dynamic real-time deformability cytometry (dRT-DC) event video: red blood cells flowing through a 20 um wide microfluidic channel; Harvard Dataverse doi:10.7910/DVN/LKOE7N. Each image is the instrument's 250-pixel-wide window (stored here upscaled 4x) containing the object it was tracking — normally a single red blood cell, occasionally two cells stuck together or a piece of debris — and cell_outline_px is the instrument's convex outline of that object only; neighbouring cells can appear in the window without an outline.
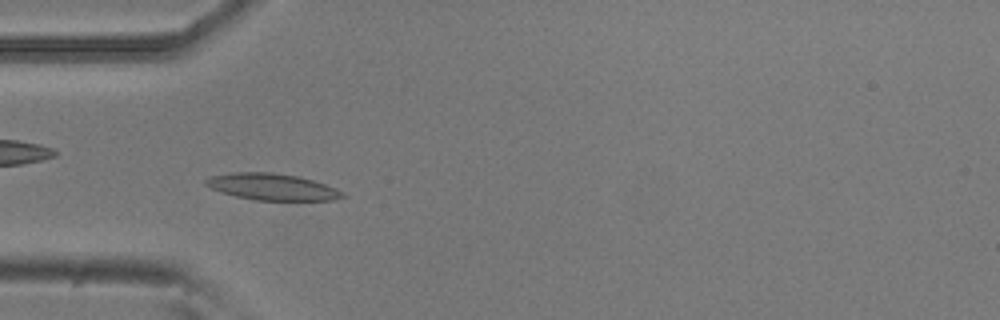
{"species": "common noctule bat (a hibernating species)", "species_latin": "Nyctalus noctula", "temperature_condition": "room temperature", "stored_images_in_passage": 47, "camera_frame_rate_fps": 3000, "um_per_image_px": 0.085, "animal": {"sex": "male", "body_mass_g": 20.5, "forearm_length_mm": 52.5}, "frame": {"image": 1, "passage_image": 15, "time_ms": 4.667, "image_size_px": [1000, 320], "cell_outline_px": [[348, 196], [332, 200], [256, 200], [236, 196], [220, 192], [204, 184], [204, 180], [208, 176], [232, 172], [272, 172], [296, 176], [312, 180], [336, 188], [344, 192]], "centroid_in_image_um": [23.11, 15.88], "position_along_channel_um": 61.9, "area_um2": 21.21}}
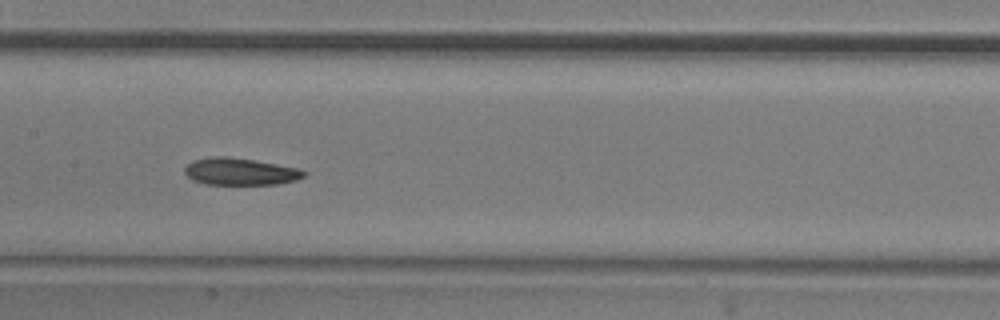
{"frame": {"image": 2, "passage_image": 25, "time_ms": 8.0, "image_size_px": [1000, 320], "cell_outline_px": [[308, 172], [304, 176], [296, 180], [276, 184], [204, 184], [192, 180], [184, 172], [184, 168], [192, 160], [216, 156], [224, 156], [252, 160], [276, 164], [296, 168]], "centroid_in_image_um": [20.38, 14.59], "position_along_channel_um": 187.0, "area_um2": 18.61}}
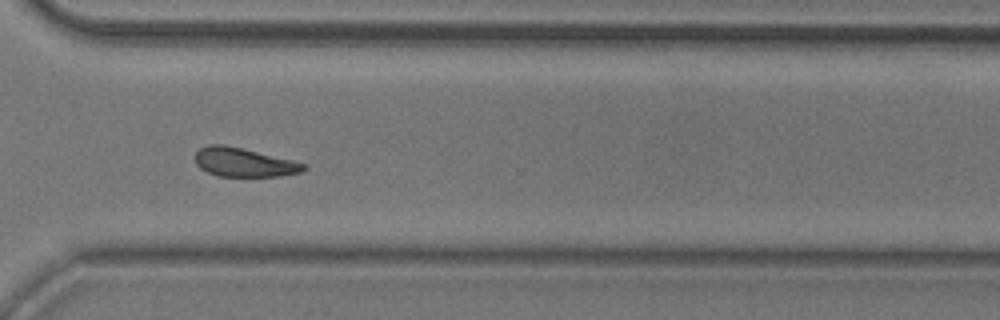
{"frame": {"image": 3, "passage_image": 38, "time_ms": 12.333, "image_size_px": [1000, 320], "cell_outline_px": [[308, 168], [300, 172], [280, 176], [216, 176], [200, 168], [196, 164], [196, 152], [200, 148], [208, 144], [224, 144], [292, 160], [308, 164]], "centroid_in_image_um": [20.74, 13.8], "position_along_channel_um": 349.9, "area_um2": 18.21}, "authors_computed_cell_mechanics": {"area_um2": 19.1896, "velocity_mm_per_s": 3.7757, "shape_relaxation_time_tau1_ms": 10.4652, "shape_relaxation_time_tau2_ms": 5.5484, "deformation_change_tau1": 0.1937, "deformation_change_tau2": 0.1207}}